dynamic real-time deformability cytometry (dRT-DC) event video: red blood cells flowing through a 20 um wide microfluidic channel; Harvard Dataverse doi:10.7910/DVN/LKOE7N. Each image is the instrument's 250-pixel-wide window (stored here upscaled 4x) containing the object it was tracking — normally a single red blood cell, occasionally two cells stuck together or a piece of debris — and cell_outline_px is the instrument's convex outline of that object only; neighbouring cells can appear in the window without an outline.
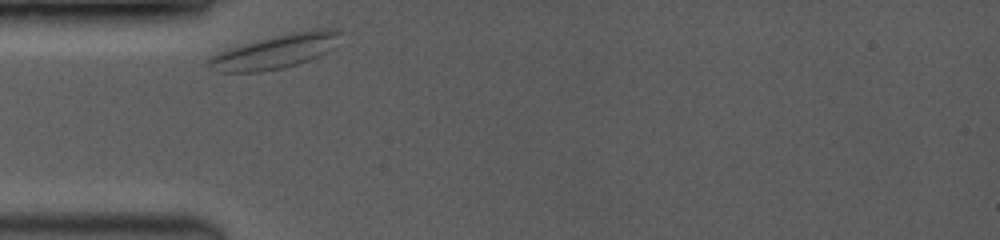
{"species": "common noctule bat (a hibernating species)", "species_latin": "Nyctalus noctula", "temperature_condition": "room temperature", "stored_images_in_passage": 13, "camera_frame_rate_fps": 3500, "um_per_image_px": 0.085, "animal": {"sex": "female", "body_mass_g": 19.0, "forearm_length_mm": 53.3}, "frame": {"image": 1, "passage_image": 1, "time_ms": 0.0, "image_size_px": [1000, 240], "cell_outline_px": [[344, 32], [332, 48], [328, 52], [320, 56], [284, 68], [256, 72], [216, 72], [204, 64], [204, 60], [208, 56], [216, 52], [228, 48], [292, 32], [316, 28], [328, 28]], "centroid_in_image_um": [23.35, 4.39], "position_along_channel_um": 61.6, "area_um2": 26.3}}
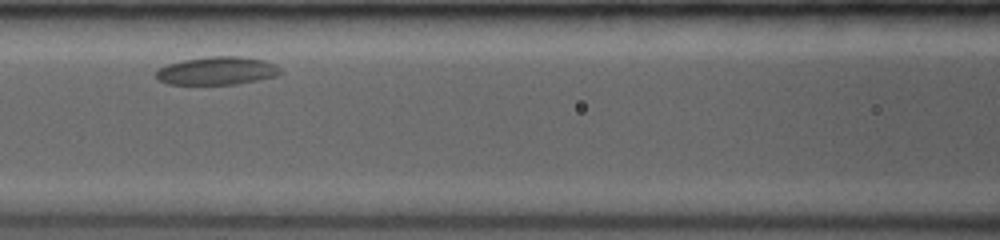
{"frame": {"image": 2, "passage_image": 6, "time_ms": 2.571, "image_size_px": [1000, 240], "cell_outline_px": [[284, 72], [276, 76], [236, 84], [168, 84], [156, 80], [156, 72], [160, 68], [168, 64], [184, 60], [212, 56], [240, 56], [264, 60], [276, 64]], "centroid_in_image_um": [18.47, 6.02], "position_along_channel_um": 148.1, "area_um2": 20.35}}
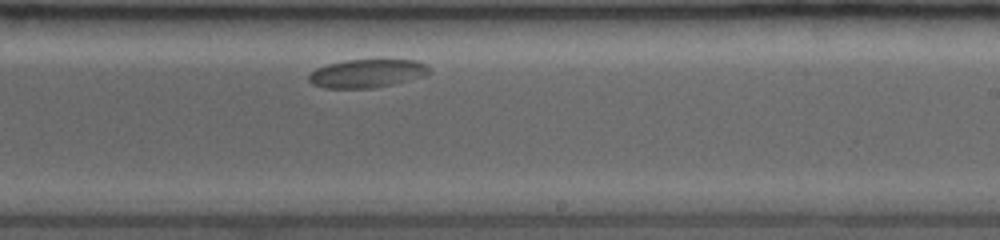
{"frame": {"image": 3, "passage_image": 13, "time_ms": 5.714, "image_size_px": [1000, 240], "cell_outline_px": [[432, 72], [424, 76], [392, 84], [372, 88], [324, 88], [312, 84], [308, 80], [308, 76], [316, 68], [328, 64], [344, 60], [416, 60], [428, 64]], "centroid_in_image_um": [31.21, 6.24], "position_along_channel_um": 257.8, "area_um2": 19.94}}